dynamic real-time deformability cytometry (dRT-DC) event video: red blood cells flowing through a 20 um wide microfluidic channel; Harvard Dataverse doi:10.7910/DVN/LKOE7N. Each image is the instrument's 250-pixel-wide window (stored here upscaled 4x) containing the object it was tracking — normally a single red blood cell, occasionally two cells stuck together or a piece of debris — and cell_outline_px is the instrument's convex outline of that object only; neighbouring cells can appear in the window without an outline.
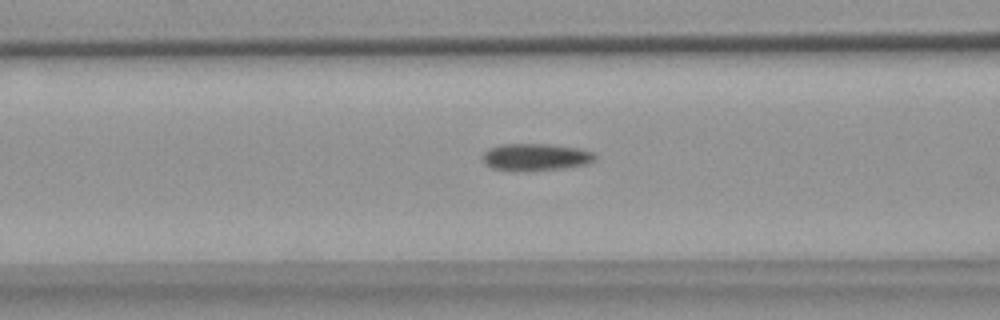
{"species": "common noctule bat (a hibernating species)", "species_latin": "Nyctalus noctula", "temperature_condition": "warm", "stored_images_in_passage": 55, "camera_frame_rate_fps": 3000, "um_per_image_px": 0.085, "animal": {"sex": "female", "body_mass_g": 18.4}, "frame": {"image": 1, "passage_image": 21, "time_ms": 6.667, "image_size_px": [1000, 320], "cell_outline_px": [[596, 160], [588, 164], [564, 168], [528, 172], [512, 172], [492, 168], [484, 164], [484, 152], [492, 148], [504, 144], [544, 144], [576, 148], [592, 152], [596, 156]], "centroid_in_image_um": [45.53, 13.39], "position_along_channel_um": 121.1, "area_um2": 17.92}}
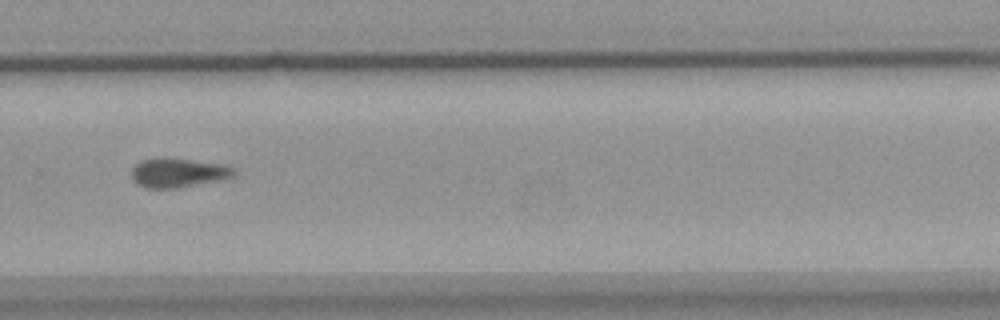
{"frame": {"image": 2, "passage_image": 37, "time_ms": 12.0, "image_size_px": [1000, 320], "cell_outline_px": [[236, 172], [232, 176], [220, 180], [176, 188], [144, 188], [136, 184], [132, 180], [132, 168], [140, 160], [160, 156], [224, 164], [232, 168]], "centroid_in_image_um": [15.07, 14.67], "position_along_channel_um": 314.7, "area_um2": 17.63}}
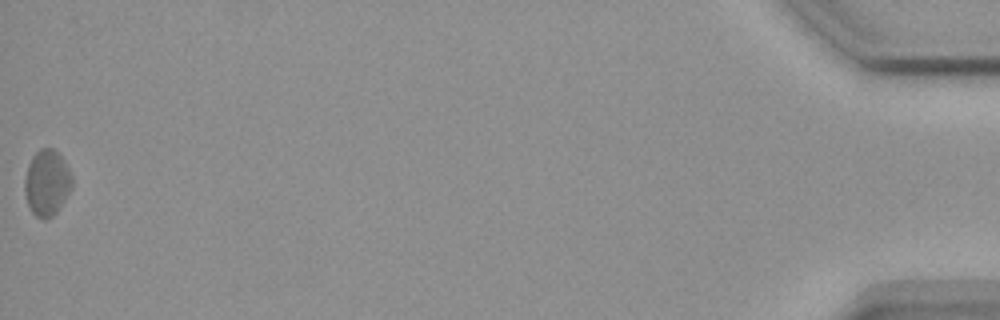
{"frame": {"image": 3, "passage_image": 55, "time_ms": 18.0, "image_size_px": [1000, 320], "cell_outline_px": [[72, 188], [56, 212], [52, 216], [44, 220], [36, 216], [32, 212], [28, 204], [24, 192], [24, 180], [28, 164], [32, 156], [40, 148], [52, 148], [64, 160], [72, 176]], "centroid_in_image_um": [3.97, 15.54], "position_along_channel_um": 431.2, "area_um2": 18.15}, "authors_computed_cell_mechanics": {"area_um2": 17.5712, "velocity_mm_per_s": 3.6455, "shape_relaxation_time_tau1_ms": 8.3559, "shape_relaxation_time_tau2_ms": null, "deformation_change_tau1": 0.1242, "deformation_change_tau2": null}}